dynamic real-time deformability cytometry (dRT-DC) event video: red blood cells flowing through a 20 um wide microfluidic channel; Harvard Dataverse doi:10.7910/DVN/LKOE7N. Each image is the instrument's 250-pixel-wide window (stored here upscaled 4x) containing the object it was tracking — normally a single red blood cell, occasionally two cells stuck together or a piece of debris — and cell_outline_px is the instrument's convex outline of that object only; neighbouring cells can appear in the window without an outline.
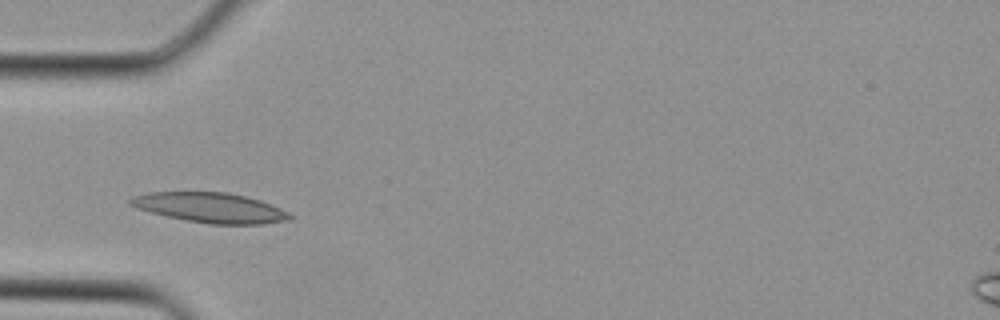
{"species": "Egyptian fruit bat (a non-hibernating species)", "species_latin": "Rousettus aegyptiacus", "temperature_condition": "cold", "stored_images_in_passage": 4, "camera_frame_rate_fps": 3000, "um_per_image_px": 0.085, "animal": {"sex": "female"}, "frame": {"image": 1, "passage_image": 4, "time_ms": 1.0, "image_size_px": [1000, 320], "cell_outline_px": [[292, 220], [260, 224], [212, 224], [184, 220], [136, 208], [128, 204], [128, 200], [132, 196], [148, 192], [228, 192], [260, 200], [280, 208], [288, 212], [292, 216]], "centroid_in_image_um": [17.87, 17.65], "position_along_channel_um": 67.1, "area_um2": 27.8}}